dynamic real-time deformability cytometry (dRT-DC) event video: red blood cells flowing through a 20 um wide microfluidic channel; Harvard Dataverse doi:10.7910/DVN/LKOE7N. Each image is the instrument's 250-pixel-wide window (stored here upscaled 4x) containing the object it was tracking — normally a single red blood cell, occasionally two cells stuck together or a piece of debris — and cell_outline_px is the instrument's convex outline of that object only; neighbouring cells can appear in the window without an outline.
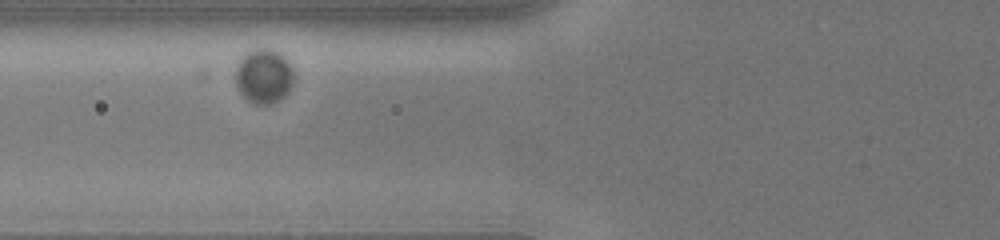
{"species": "human", "species_latin": "Homo sapiens", "temperature_condition": "cold", "stored_images_in_passage": 47, "camera_frame_rate_fps": 3000, "um_per_image_px": 0.085, "donor": {"sex": "male"}, "frame": {"image": 1, "passage_image": 6, "time_ms": 1.0, "image_size_px": [1000, 240], "cell_outline_px": [[296, 76], [288, 92], [280, 100], [268, 104], [256, 104], [248, 100], [240, 92], [236, 84], [236, 64], [248, 52], [256, 48], [268, 48], [284, 56], [288, 60], [296, 72]], "centroid_in_image_um": [22.47, 6.47], "position_along_channel_um": 103.3, "area_um2": 18.67}}
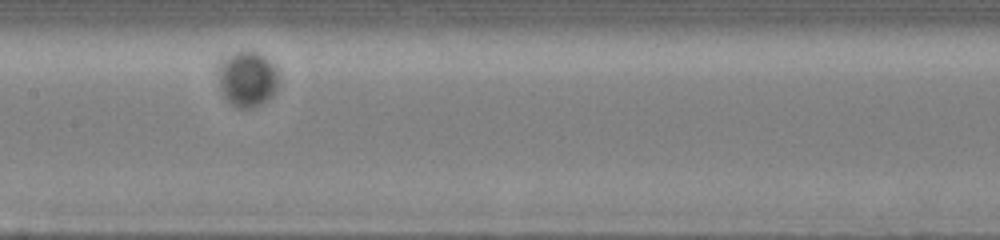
{"frame": {"image": 2, "passage_image": 17, "time_ms": 3.333, "image_size_px": [1000, 240], "cell_outline_px": [[280, 76], [276, 88], [272, 96], [260, 104], [252, 108], [236, 108], [224, 96], [220, 88], [216, 72], [216, 60], [220, 56], [236, 52], [256, 52], [264, 56], [276, 68]], "centroid_in_image_um": [20.95, 6.68], "position_along_channel_um": 186.4, "area_um2": 20.11}}
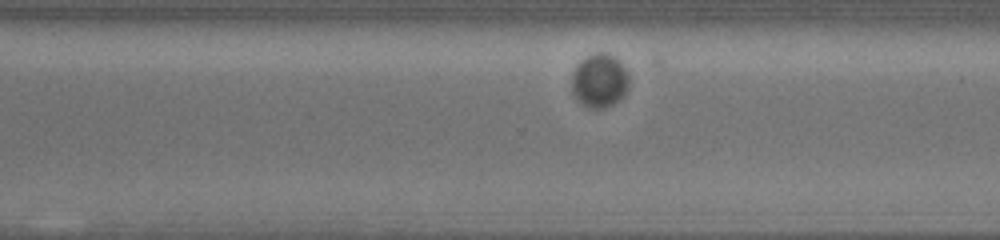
{"frame": {"image": 3, "passage_image": 39, "time_ms": 7.0, "image_size_px": [1000, 240], "cell_outline_px": [[628, 88], [612, 104], [604, 108], [588, 108], [576, 100], [572, 92], [572, 72], [576, 64], [584, 56], [596, 52], [604, 52], [616, 56], [624, 64], [628, 72]], "centroid_in_image_um": [50.93, 6.8], "position_along_channel_um": 319.7, "area_um2": 18.26}}